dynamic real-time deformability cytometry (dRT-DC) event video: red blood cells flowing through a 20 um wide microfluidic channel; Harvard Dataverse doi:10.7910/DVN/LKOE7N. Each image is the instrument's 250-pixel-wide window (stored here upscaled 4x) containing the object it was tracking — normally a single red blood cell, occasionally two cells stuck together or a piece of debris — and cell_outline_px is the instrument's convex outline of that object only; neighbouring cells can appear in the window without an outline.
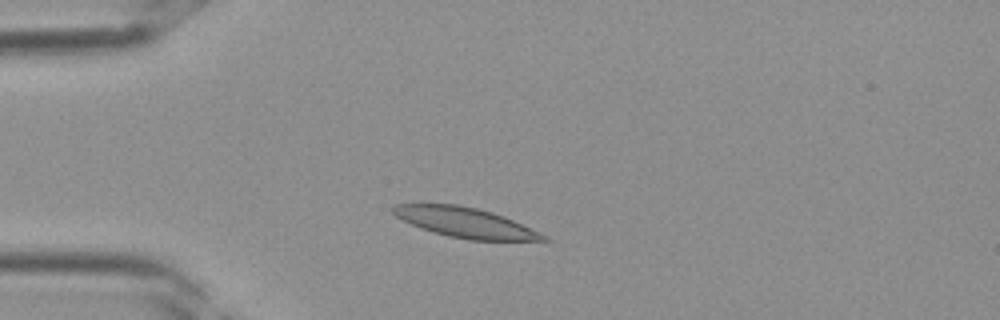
{"species": "Egyptian fruit bat (a non-hibernating species)", "species_latin": "Rousettus aegyptiacus", "temperature_condition": "room temperature", "stored_images_in_passage": 34, "camera_frame_rate_fps": 3000, "um_per_image_px": 0.085, "frame": {"image": 1, "passage_image": 6, "time_ms": 1.667, "image_size_px": [1000, 320], "cell_outline_px": [[552, 240], [468, 240], [448, 236], [420, 228], [396, 216], [392, 212], [392, 208], [396, 204], [456, 204], [476, 208], [492, 212], [504, 216], [548, 236]], "centroid_in_image_um": [39.56, 18.92], "position_along_channel_um": 45.4, "area_um2": 25.95}}
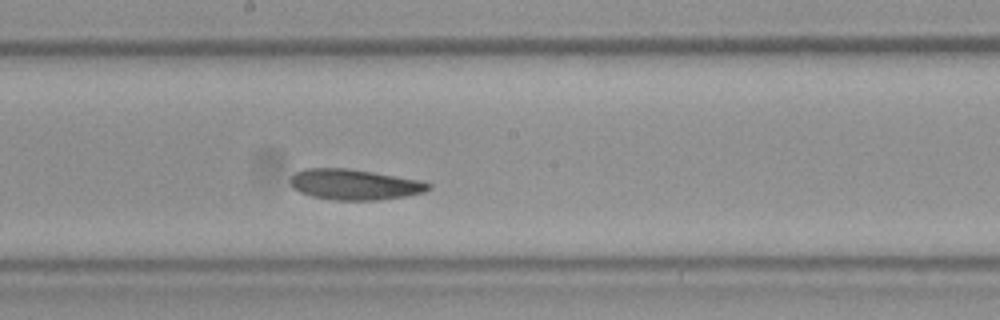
{"frame": {"image": 2, "passage_image": 17, "time_ms": 5.333, "image_size_px": [1000, 320], "cell_outline_px": [[432, 188], [424, 192], [404, 196], [380, 200], [336, 200], [312, 196], [300, 192], [292, 188], [292, 176], [296, 172], [304, 168], [348, 168], [424, 180], [432, 184]], "centroid_in_image_um": [30.19, 15.67], "position_along_channel_um": 218.0, "area_um2": 24.74}}
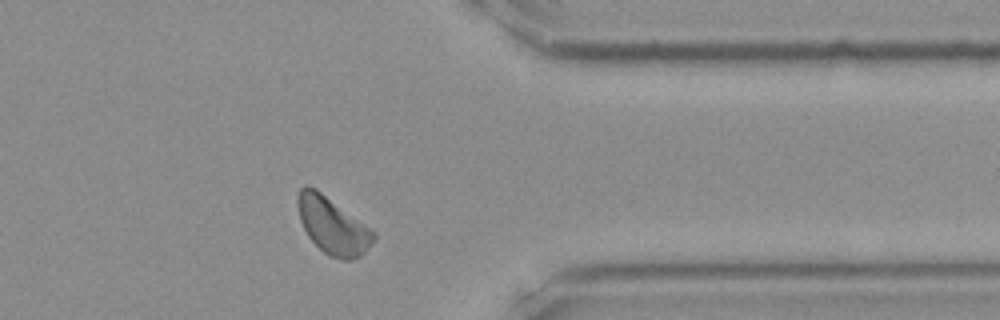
{"frame": {"image": 3, "passage_image": 27, "time_ms": 8.667, "image_size_px": [1000, 320], "cell_outline_px": [[376, 236], [364, 252], [360, 256], [348, 260], [340, 260], [328, 256], [308, 236], [300, 220], [296, 204], [296, 196], [300, 188], [304, 184], [308, 184], [316, 188], [376, 232]], "centroid_in_image_um": [28.23, 19.15], "position_along_channel_um": 383.2, "area_um2": 25.09}}